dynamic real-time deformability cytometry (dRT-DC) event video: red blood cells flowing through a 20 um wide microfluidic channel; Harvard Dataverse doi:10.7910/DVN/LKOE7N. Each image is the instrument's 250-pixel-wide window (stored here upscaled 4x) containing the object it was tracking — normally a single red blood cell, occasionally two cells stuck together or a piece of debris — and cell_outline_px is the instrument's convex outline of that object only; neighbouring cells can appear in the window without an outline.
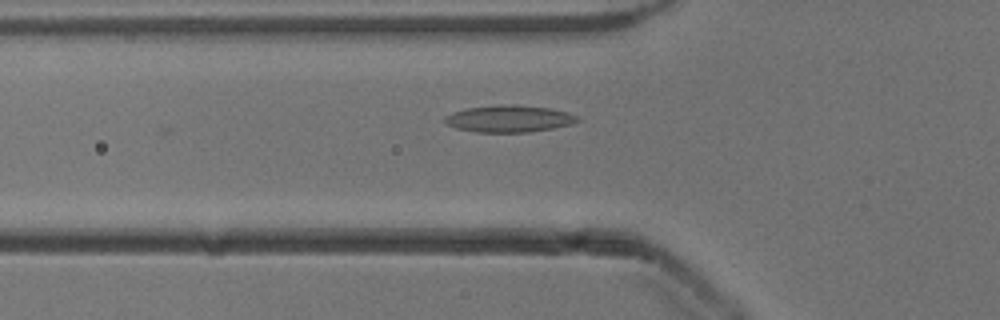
{"species": "common noctule bat (a hibernating species)", "species_latin": "Nyctalus noctula", "temperature_condition": "cold", "stored_images_in_passage": 35, "camera_frame_rate_fps": 3000, "um_per_image_px": 0.085, "animal": {"sex": "male", "body_mass_g": 13.3}, "frame": {"image": 1, "passage_image": 7, "time_ms": 2.0, "image_size_px": [1000, 320], "cell_outline_px": [[580, 120], [568, 124], [552, 128], [528, 132], [476, 132], [456, 128], [448, 124], [444, 120], [444, 116], [452, 112], [468, 108], [496, 104], [516, 104], [548, 108], [568, 112], [580, 116]], "centroid_in_image_um": [43.26, 10.08], "position_along_channel_um": 82.5, "area_um2": 20.81}}
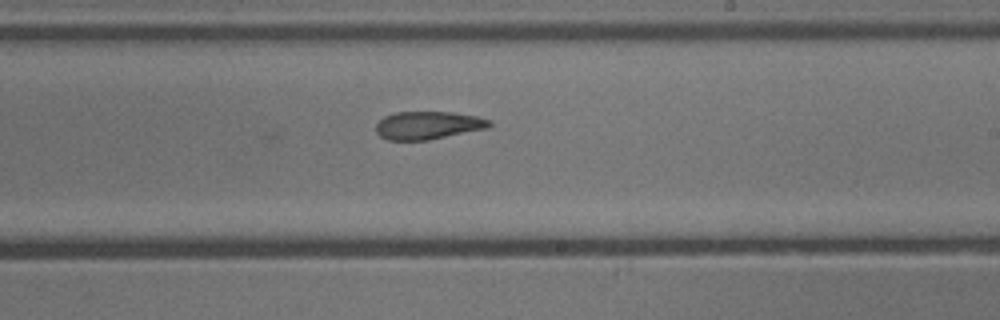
{"frame": {"image": 2, "passage_image": 20, "time_ms": 6.333, "image_size_px": [1000, 320], "cell_outline_px": [[492, 124], [488, 128], [428, 140], [388, 140], [380, 136], [376, 132], [376, 124], [384, 116], [396, 112], [452, 112], [480, 116], [492, 120]], "centroid_in_image_um": [36.41, 10.64], "position_along_channel_um": 252.6, "area_um2": 18.61}}
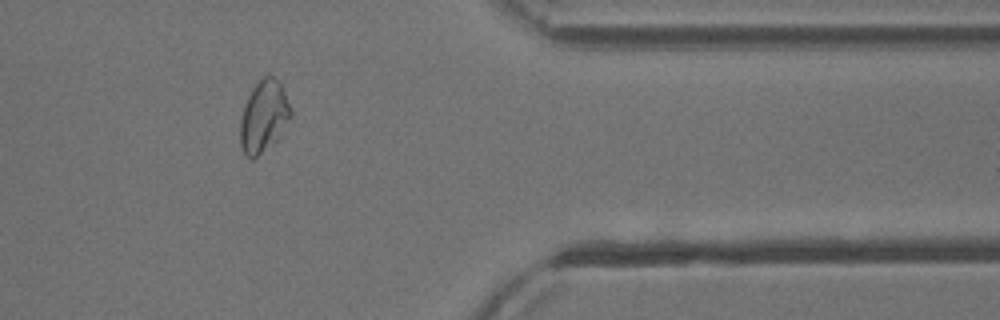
{"frame": {"image": 3, "passage_image": 32, "time_ms": 10.333, "image_size_px": [1000, 320], "cell_outline_px": [[292, 116], [280, 136], [276, 140], [252, 160], [244, 152], [240, 144], [240, 120], [248, 96], [252, 88], [268, 72], [280, 84], [292, 108]], "centroid_in_image_um": [22.43, 9.89], "position_along_channel_um": 389.0, "area_um2": 20.98}}